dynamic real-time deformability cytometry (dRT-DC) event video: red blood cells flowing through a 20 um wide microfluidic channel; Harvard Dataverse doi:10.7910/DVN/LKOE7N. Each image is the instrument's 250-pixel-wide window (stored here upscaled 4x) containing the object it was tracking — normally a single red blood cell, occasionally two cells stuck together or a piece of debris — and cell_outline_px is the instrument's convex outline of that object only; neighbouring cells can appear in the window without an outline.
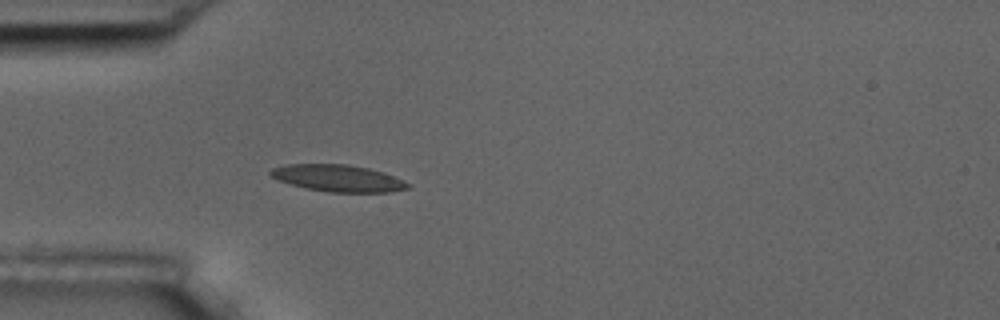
{"species": "common noctule bat (a hibernating species)", "species_latin": "Nyctalus noctula", "temperature_condition": "room temperature", "stored_images_in_passage": 40, "camera_frame_rate_fps": 3000, "um_per_image_px": 0.085, "animal": {"sex": "male", "body_mass_g": 17.5, "forearm_length_mm": 52.3}, "frame": {"image": 1, "passage_image": 1, "time_ms": 0.0, "image_size_px": [1000, 320], "cell_outline_px": [[412, 188], [388, 192], [328, 192], [308, 188], [292, 184], [280, 180], [272, 176], [268, 172], [272, 168], [288, 164], [348, 164], [368, 168], [392, 176], [412, 184]], "centroid_in_image_um": [28.76, 15.15], "position_along_channel_um": 56.2, "area_um2": 21.21}}
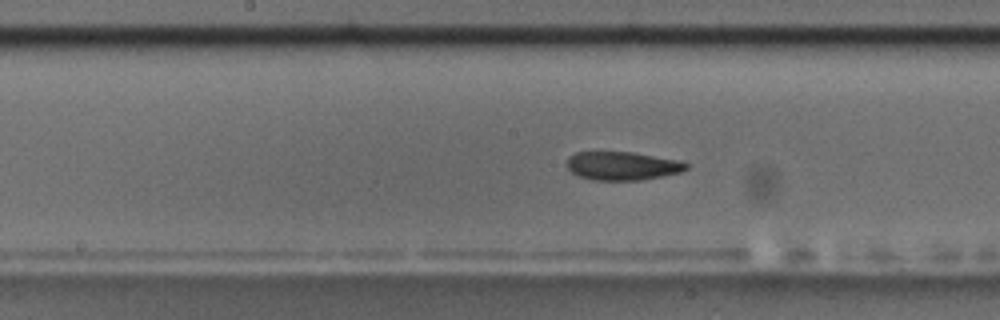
{"frame": {"image": 2, "passage_image": 13, "time_ms": 4.0, "image_size_px": [1000, 320], "cell_outline_px": [[688, 168], [680, 172], [640, 180], [592, 180], [580, 176], [572, 172], [568, 168], [568, 156], [576, 152], [632, 152], [684, 160], [688, 164]], "centroid_in_image_um": [52.94, 14.09], "position_along_channel_um": 195.3, "area_um2": 19.83}}
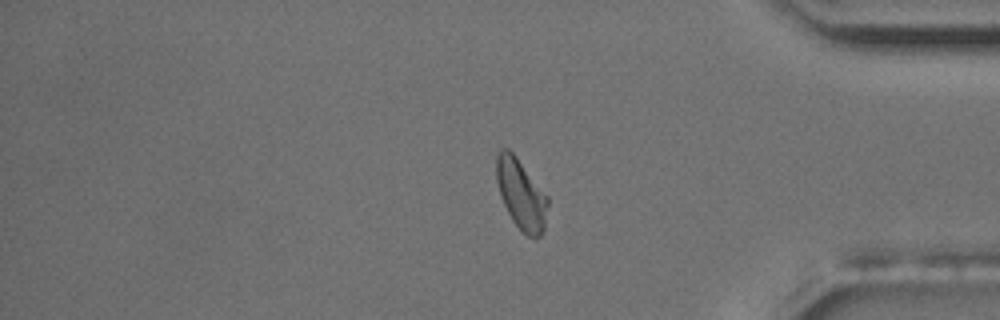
{"frame": {"image": 3, "passage_image": 31, "time_ms": 10.0, "image_size_px": [1000, 320], "cell_outline_px": [[548, 204], [544, 228], [540, 236], [528, 236], [512, 220], [500, 196], [496, 180], [496, 156], [500, 148], [508, 148], [516, 156], [548, 196]], "centroid_in_image_um": [44.28, 16.46], "position_along_channel_um": 390.9, "area_um2": 20.81}, "authors_computed_cell_mechanics": {"area_um2": 20.4323, "velocity_mm_per_s": 3.6234, "shape_relaxation_time_tau1_ms": 8.6742, "shape_relaxation_time_tau2_ms": 2.5521, "deformation_change_tau1": 0.1727, "deformation_change_tau2": 0.0879}}